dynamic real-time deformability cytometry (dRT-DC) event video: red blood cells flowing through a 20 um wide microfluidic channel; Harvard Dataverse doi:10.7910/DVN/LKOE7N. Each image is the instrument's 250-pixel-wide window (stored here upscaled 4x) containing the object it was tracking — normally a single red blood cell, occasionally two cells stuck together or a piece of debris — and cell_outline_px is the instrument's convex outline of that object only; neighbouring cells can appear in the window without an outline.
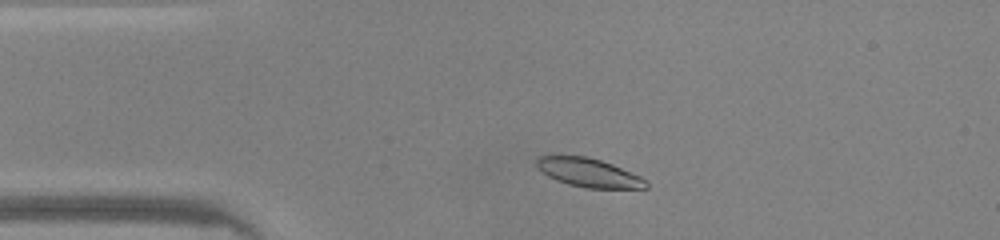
{"species": "common noctule bat (a hibernating species)", "species_latin": "Nyctalus noctula", "temperature_condition": "warm", "stored_images_in_passage": 43, "camera_frame_rate_fps": 3000, "um_per_image_px": 0.085, "animal": {"sex": "male", "body_mass_g": 20.0, "forearm_length_mm": 53.3}, "frame": {"image": 1, "passage_image": 5, "time_ms": 1.333, "image_size_px": [1000, 240], "cell_outline_px": [[648, 188], [588, 188], [568, 184], [556, 180], [548, 176], [536, 164], [536, 160], [540, 156], [584, 156], [600, 160], [612, 164], [640, 176], [648, 184]], "centroid_in_image_um": [50.05, 14.68], "position_along_channel_um": 34.9, "area_um2": 17.92}}
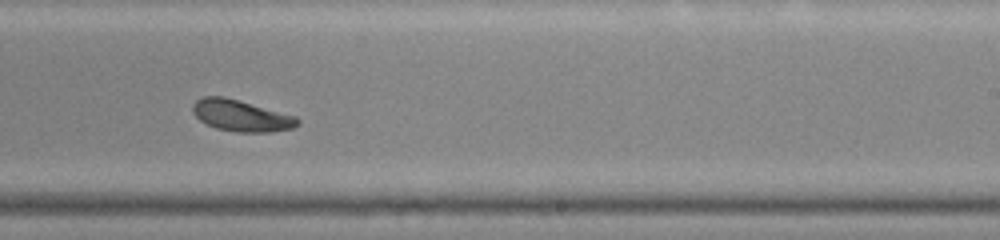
{"frame": {"image": 2, "passage_image": 24, "time_ms": 7.667, "image_size_px": [1000, 240], "cell_outline_px": [[300, 124], [292, 128], [272, 132], [236, 132], [216, 128], [200, 120], [192, 112], [192, 104], [196, 100], [204, 96], [224, 96], [296, 116], [300, 120]], "centroid_in_image_um": [20.5, 9.83], "position_along_channel_um": 268.5, "area_um2": 19.19}}
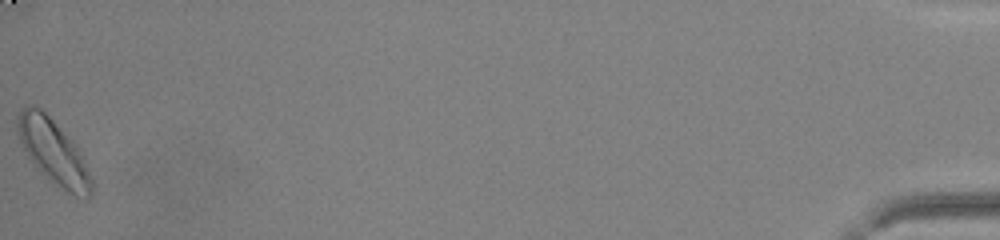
{"frame": {"image": 3, "passage_image": 43, "time_ms": 14.0, "image_size_px": [1000, 240], "cell_outline_px": [[92, 192], [88, 196], [76, 196], [68, 192], [48, 180], [28, 156], [16, 132], [16, 116], [20, 108], [28, 104], [32, 104], [40, 108], [52, 120], [80, 152], [84, 160], [92, 180]], "centroid_in_image_um": [4.48, 12.87], "position_along_channel_um": 430.7, "area_um2": 27.22}, "authors_computed_cell_mechanics": {"area_um2": 19.363, "velocity_mm_per_s": 4.2054, "shape_relaxation_time_tau1_ms": 1.6439, "shape_relaxation_time_tau2_ms": 7.1551, "deformation_change_tau1": 0.0818, "deformation_change_tau2": 0.1283}}